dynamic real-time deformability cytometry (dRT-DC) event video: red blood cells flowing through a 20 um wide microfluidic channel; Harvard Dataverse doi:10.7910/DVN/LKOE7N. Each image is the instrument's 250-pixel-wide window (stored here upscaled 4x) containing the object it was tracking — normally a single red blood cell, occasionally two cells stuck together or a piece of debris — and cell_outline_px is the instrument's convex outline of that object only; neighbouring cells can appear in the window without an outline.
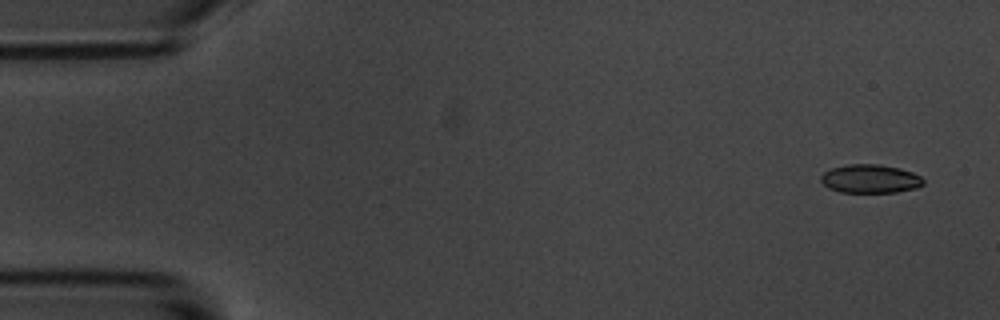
{"species": "common noctule bat (a hibernating species)", "species_latin": "Nyctalus noctula", "temperature_condition": "room temperature", "stored_images_in_passage": 6, "camera_frame_rate_fps": 3000, "um_per_image_px": 0.085, "animal": {"sex": "male", "body_mass_g": 20.1, "forearm_length_mm": 53.5}, "frame": {"image": 1, "passage_image": 1, "time_ms": 0.0, "image_size_px": [1000, 320], "cell_outline_px": [[924, 184], [916, 188], [896, 192], [840, 192], [828, 188], [820, 180], [820, 176], [824, 172], [832, 168], [848, 164], [880, 164], [900, 168], [912, 172], [920, 176], [924, 180]], "centroid_in_image_um": [73.97, 15.19], "position_along_channel_um": 11.0, "area_um2": 17.11}}
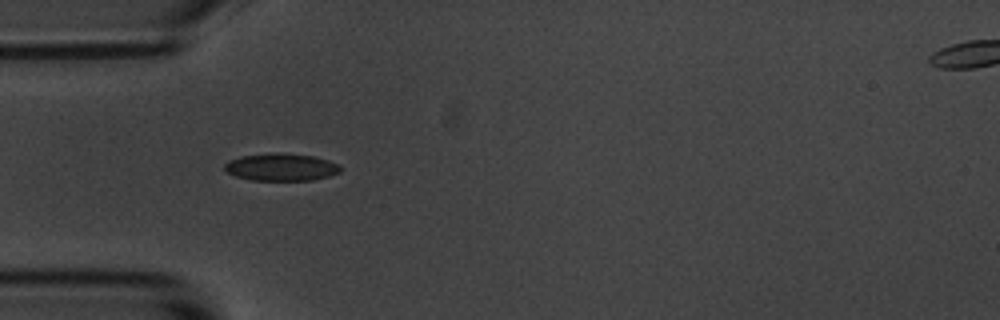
{"frame": {"image": 2, "passage_image": 5, "time_ms": 4.667, "image_size_px": [1000, 320], "cell_outline_px": [[340, 172], [328, 176], [312, 180], [252, 180], [236, 176], [228, 172], [224, 168], [224, 164], [228, 160], [240, 156], [272, 152], [284, 152], [312, 156], [328, 160], [340, 164]], "centroid_in_image_um": [23.89, 14.19], "position_along_channel_um": 61.1, "area_um2": 18.61}}